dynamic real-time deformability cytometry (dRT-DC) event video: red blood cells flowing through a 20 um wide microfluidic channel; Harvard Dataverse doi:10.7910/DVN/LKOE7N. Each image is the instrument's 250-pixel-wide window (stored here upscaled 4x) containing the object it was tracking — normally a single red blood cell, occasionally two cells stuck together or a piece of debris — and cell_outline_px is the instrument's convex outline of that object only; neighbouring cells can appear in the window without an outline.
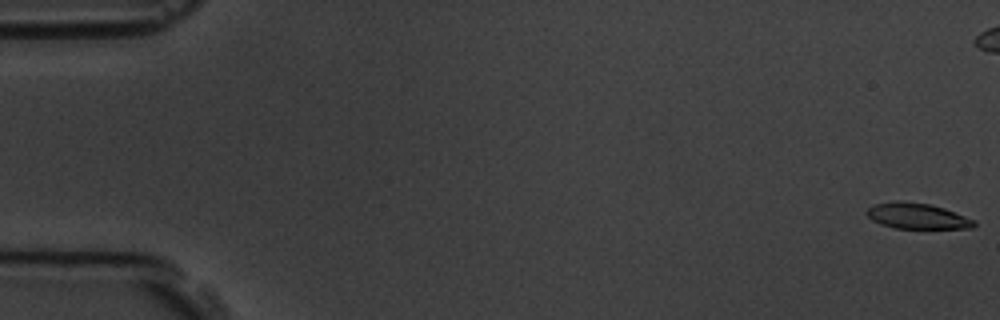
{"species": "common noctule bat (a hibernating species)", "species_latin": "Nyctalus noctula", "temperature_condition": "room temperature", "stored_images_in_passage": 16, "camera_frame_rate_fps": 3000, "um_per_image_px": 0.085, "animal": {"sex": "male", "body_mass_g": 19.5, "forearm_length_mm": 54.6}, "frame": {"image": 1, "passage_image": 1, "time_ms": 0.0, "image_size_px": [1000, 320], "cell_outline_px": [[976, 224], [972, 228], [896, 228], [880, 224], [872, 220], [864, 212], [872, 204], [896, 200], [932, 204], [944, 208], [976, 220]], "centroid_in_image_um": [77.93, 18.34], "position_along_channel_um": 7.1, "area_um2": 16.24}}
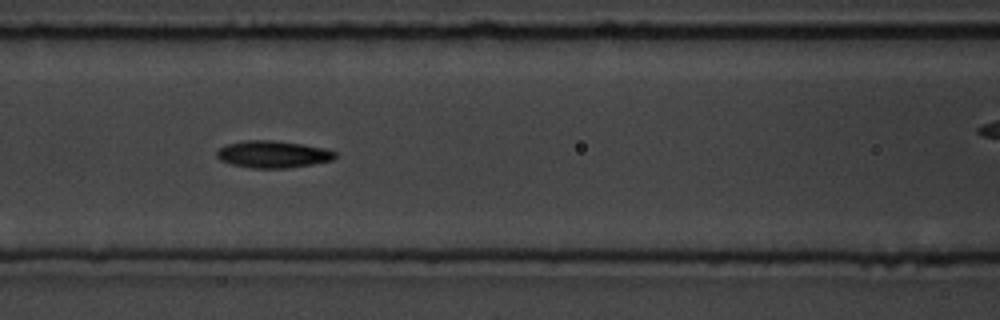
{"frame": {"image": 2, "passage_image": 7, "time_ms": 7.667, "image_size_px": [1000, 320], "cell_outline_px": [[336, 156], [332, 160], [312, 164], [284, 168], [252, 168], [232, 164], [220, 160], [216, 156], [216, 152], [220, 148], [228, 144], [244, 140], [272, 140], [300, 144], [324, 148], [336, 152]], "centroid_in_image_um": [23.18, 13.11], "position_along_channel_um": 143.4, "area_um2": 18.44}}
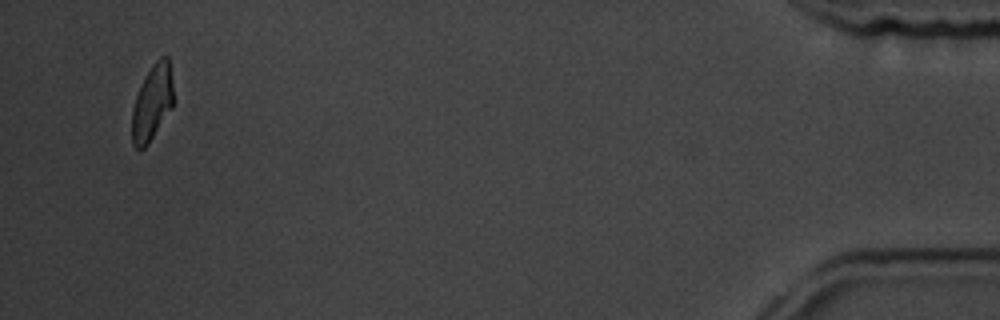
{"frame": {"image": 3, "passage_image": 16, "time_ms": 19.0, "image_size_px": [1000, 320], "cell_outline_px": [[172, 108], [148, 144], [144, 148], [136, 148], [132, 144], [132, 108], [136, 96], [152, 64], [160, 56], [168, 56], [172, 80]], "centroid_in_image_um": [12.93, 8.73], "position_along_channel_um": 422.3, "area_um2": 17.98}, "authors_computed_cell_mechanics": {"area_um2": 18.1203, "velocity_mm_per_s": 3.7527, "shape_relaxation_time_tau1_ms": 2.236, "shape_relaxation_time_tau2_ms": 3.278, "deformation_change_tau1": 0.1099, "deformation_change_tau2": 0.0974}}